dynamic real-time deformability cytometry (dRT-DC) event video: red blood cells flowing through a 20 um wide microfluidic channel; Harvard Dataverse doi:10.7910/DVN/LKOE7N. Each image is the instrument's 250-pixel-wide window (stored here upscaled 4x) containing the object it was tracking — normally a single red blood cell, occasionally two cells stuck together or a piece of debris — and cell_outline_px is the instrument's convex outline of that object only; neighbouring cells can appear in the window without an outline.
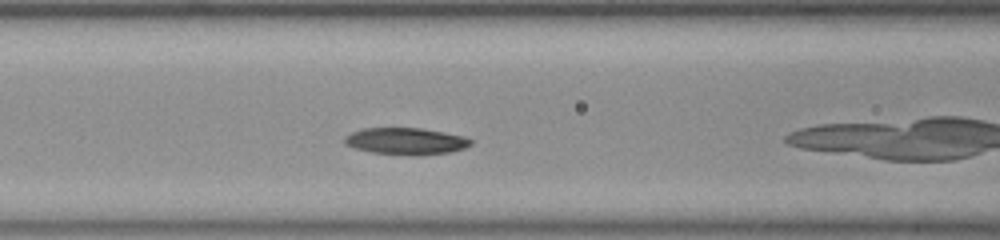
{"species": "common noctule bat (a hibernating species)", "species_latin": "Nyctalus noctula", "temperature_condition": "room temperature", "stored_images_in_passage": 15, "camera_frame_rate_fps": 3000, "um_per_image_px": 0.085, "animal": {"sex": "female", "body_mass_g": 23.0, "forearm_length_mm": 53.4}, "frame": {"image": 1, "passage_image": 7, "time_ms": 2.0, "image_size_px": [1000, 240], "cell_outline_px": [[472, 144], [464, 148], [448, 152], [420, 156], [372, 152], [356, 148], [344, 144], [344, 136], [352, 132], [364, 128], [420, 128], [444, 132], [464, 136], [472, 140]], "centroid_in_image_um": [34.5, 12.0], "position_along_channel_um": 132.1, "area_um2": 19.65}}
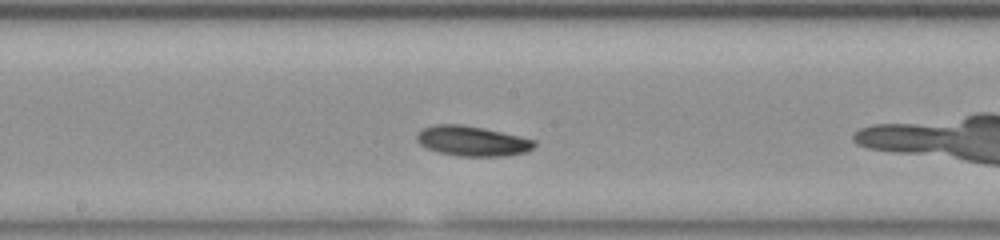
{"frame": {"image": 2, "passage_image": 13, "time_ms": 4.0, "image_size_px": [1000, 240], "cell_outline_px": [[536, 144], [532, 148], [524, 152], [504, 156], [460, 156], [440, 152], [428, 148], [420, 144], [416, 140], [416, 136], [424, 128], [436, 124], [464, 124], [484, 128], [520, 136], [536, 140]], "centroid_in_image_um": [40.15, 11.98], "position_along_channel_um": 208.0, "area_um2": 20.4}}